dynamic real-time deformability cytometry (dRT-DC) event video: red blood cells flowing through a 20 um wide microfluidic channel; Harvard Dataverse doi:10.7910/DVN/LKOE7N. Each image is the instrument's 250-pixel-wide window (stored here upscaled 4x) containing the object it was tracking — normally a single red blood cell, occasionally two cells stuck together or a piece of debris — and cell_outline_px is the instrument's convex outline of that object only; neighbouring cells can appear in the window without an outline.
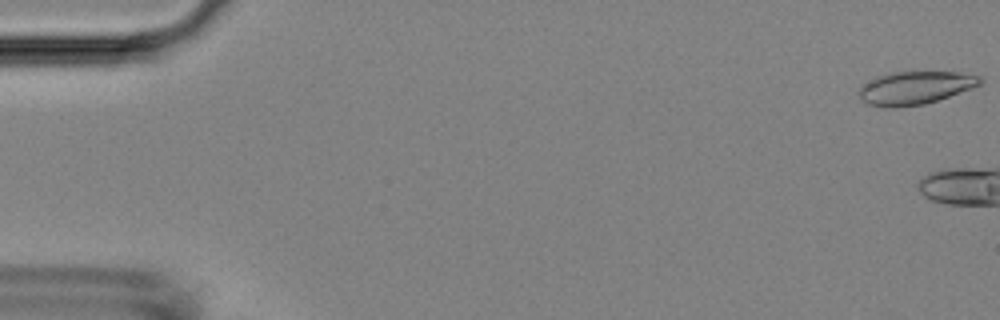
{"species": "Egyptian fruit bat (a non-hibernating species)", "species_latin": "Rousettus aegyptiacus", "temperature_condition": "room temperature", "stored_images_in_passage": 3, "camera_frame_rate_fps": 3000, "um_per_image_px": 0.085, "animal": {"sex": "female"}, "frame": {"image": 1, "passage_image": 1, "time_ms": 0.0, "image_size_px": [1000, 320], "cell_outline_px": [[984, 80], [980, 84], [948, 96], [924, 104], [868, 104], [860, 96], [860, 88], [872, 80], [880, 76], [896, 72], [956, 72], [980, 76]], "centroid_in_image_um": [77.88, 7.41], "position_along_channel_um": 7.1, "area_um2": 21.73}}